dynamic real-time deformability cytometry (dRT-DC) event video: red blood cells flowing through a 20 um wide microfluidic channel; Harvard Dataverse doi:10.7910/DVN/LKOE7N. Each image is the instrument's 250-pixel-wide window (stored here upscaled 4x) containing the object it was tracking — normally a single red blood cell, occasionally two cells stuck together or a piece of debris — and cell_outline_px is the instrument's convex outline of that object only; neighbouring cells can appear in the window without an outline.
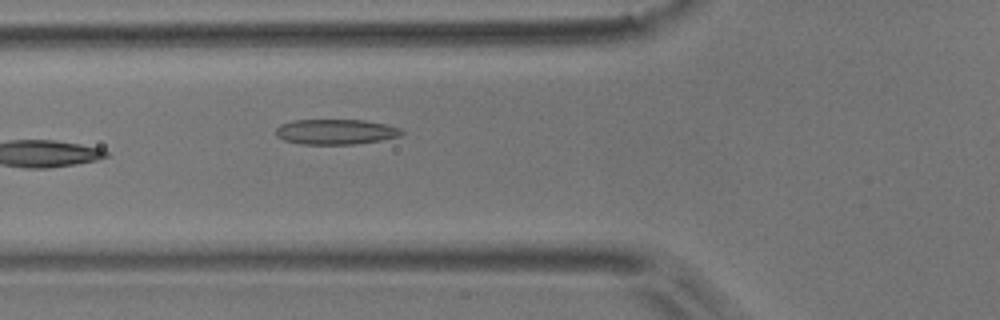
{"species": "common noctule bat (a hibernating species)", "species_latin": "Nyctalus noctula", "temperature_condition": "room temperature", "stored_images_in_passage": 6, "camera_frame_rate_fps": 3000, "um_per_image_px": 0.085, "animal": {"sex": "male", "body_mass_g": 17.9}, "frame": {"image": 1, "passage_image": 6, "time_ms": 1.667, "image_size_px": [1000, 320], "cell_outline_px": [[404, 132], [400, 136], [380, 140], [356, 144], [300, 144], [284, 140], [276, 136], [276, 128], [280, 124], [292, 120], [364, 120], [388, 124], [400, 128]], "centroid_in_image_um": [28.53, 11.2], "position_along_channel_um": 97.3, "area_um2": 18.61}}